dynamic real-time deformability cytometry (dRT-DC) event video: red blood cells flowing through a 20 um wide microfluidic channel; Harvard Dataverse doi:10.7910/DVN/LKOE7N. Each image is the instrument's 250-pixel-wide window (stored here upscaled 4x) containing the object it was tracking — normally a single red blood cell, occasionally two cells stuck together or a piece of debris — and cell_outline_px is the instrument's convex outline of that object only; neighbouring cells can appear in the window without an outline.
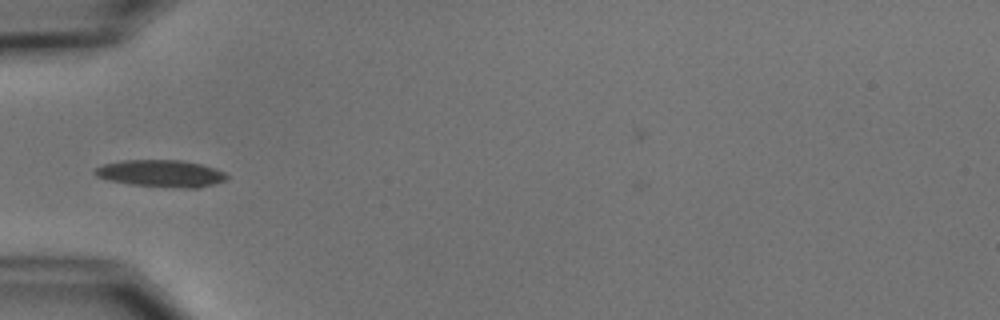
{"species": "common noctule bat (a hibernating species)", "species_latin": "Nyctalus noctula", "temperature_condition": "cold", "stored_images_in_passage": 1, "camera_frame_rate_fps": 3000, "um_per_image_px": 0.085, "animal": {"sex": "male", "body_mass_g": 15.6}, "frame": {"image": 1, "passage_image": 1, "time_ms": 0.0, "image_size_px": [1000, 320], "cell_outline_px": [[228, 180], [200, 188], [188, 188], [132, 184], [108, 180], [96, 176], [92, 172], [96, 168], [104, 164], [124, 160], [180, 160], [200, 164], [216, 168], [224, 172], [228, 176]], "centroid_in_image_um": [13.72, 14.74], "position_along_channel_um": 71.3, "area_um2": 20.69}}